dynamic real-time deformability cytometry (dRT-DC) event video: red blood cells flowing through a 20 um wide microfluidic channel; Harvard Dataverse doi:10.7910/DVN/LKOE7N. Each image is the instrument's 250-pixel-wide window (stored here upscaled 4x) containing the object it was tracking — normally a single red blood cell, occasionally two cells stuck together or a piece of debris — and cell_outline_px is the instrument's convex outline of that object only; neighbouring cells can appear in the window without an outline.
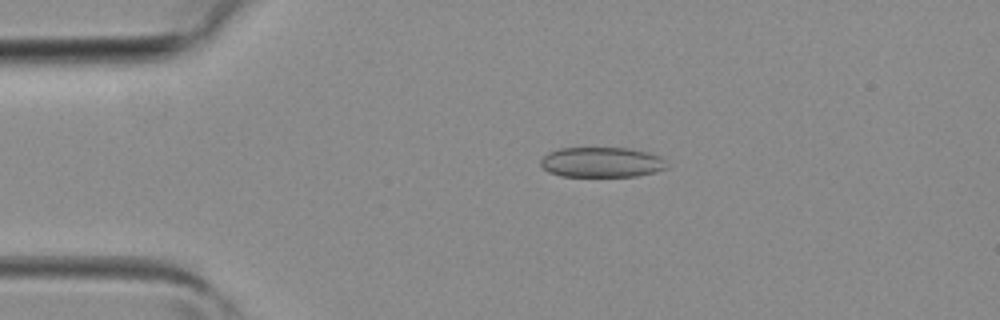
{"species": "common noctule bat (a hibernating species)", "species_latin": "Nyctalus noctula", "temperature_condition": "room temperature", "stored_images_in_passage": 4, "camera_frame_rate_fps": 3000, "um_per_image_px": 0.085, "animal": {"sex": "female", "body_mass_g": 19.3, "forearm_length_mm": 54.1}, "frame": {"image": 1, "passage_image": 3, "time_ms": 0.667, "image_size_px": [1000, 320], "cell_outline_px": [[668, 168], [656, 172], [636, 176], [560, 176], [548, 172], [540, 164], [540, 160], [548, 152], [560, 148], [632, 148], [648, 152], [660, 156], [664, 160]], "centroid_in_image_um": [51.15, 13.79], "position_along_channel_um": 33.9, "area_um2": 22.31}}